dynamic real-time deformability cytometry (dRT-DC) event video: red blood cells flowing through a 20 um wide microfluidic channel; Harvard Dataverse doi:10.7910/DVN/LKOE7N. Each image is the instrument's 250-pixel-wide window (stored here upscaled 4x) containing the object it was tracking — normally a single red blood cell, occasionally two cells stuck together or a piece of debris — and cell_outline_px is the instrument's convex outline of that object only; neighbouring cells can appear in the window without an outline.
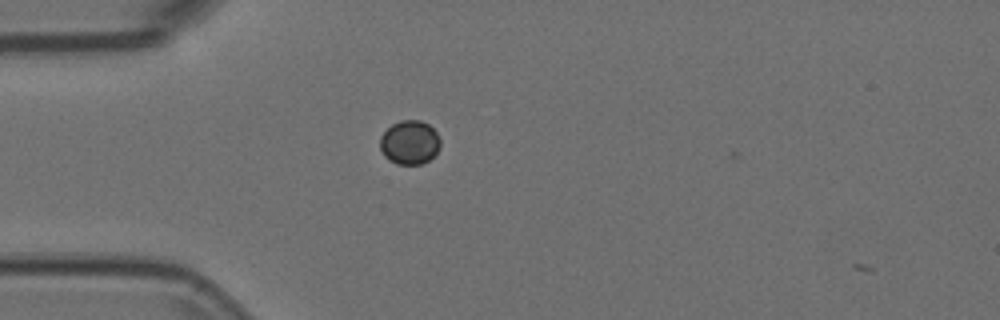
{"species": "Egyptian fruit bat (a non-hibernating species)", "species_latin": "Rousettus aegyptiacus", "temperature_condition": "room temperature", "stored_images_in_passage": 7, "camera_frame_rate_fps": 3000, "um_per_image_px": 0.085, "animal": {"sex": "female"}, "frame": {"image": 1, "passage_image": 5, "time_ms": 1.333, "image_size_px": [1000, 320], "cell_outline_px": [[440, 148], [428, 160], [420, 164], [396, 164], [388, 160], [384, 156], [380, 148], [380, 136], [392, 124], [400, 120], [420, 120], [428, 124], [436, 132], [440, 140]], "centroid_in_image_um": [34.8, 12.1], "position_along_channel_um": 50.2, "area_um2": 15.43}}